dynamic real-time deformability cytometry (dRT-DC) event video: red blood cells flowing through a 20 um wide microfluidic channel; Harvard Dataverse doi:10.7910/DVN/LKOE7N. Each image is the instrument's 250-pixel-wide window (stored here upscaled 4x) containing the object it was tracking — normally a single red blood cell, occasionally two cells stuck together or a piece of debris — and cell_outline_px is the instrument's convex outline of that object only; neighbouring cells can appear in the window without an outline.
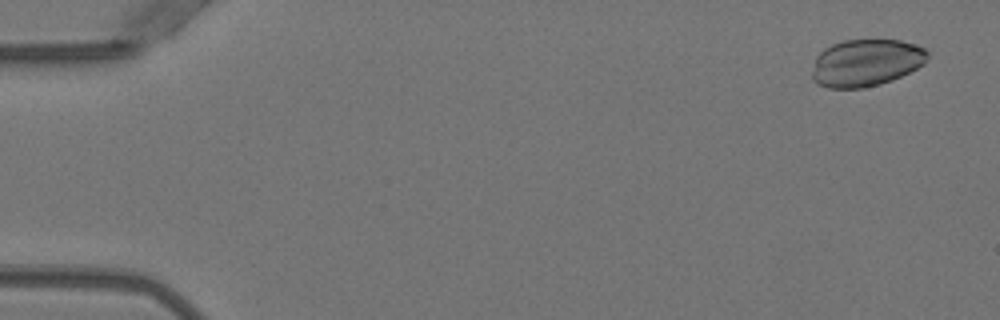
{"species": "Egyptian fruit bat (a non-hibernating species)", "species_latin": "Rousettus aegyptiacus", "temperature_condition": "warm", "stored_images_in_passage": 13, "camera_frame_rate_fps": 3000, "um_per_image_px": 0.085, "animal": {"sex": "female"}, "frame": {"image": 1, "passage_image": 1, "time_ms": 0.0, "image_size_px": [1000, 320], "cell_outline_px": [[928, 56], [924, 64], [892, 80], [880, 84], [860, 88], [828, 88], [816, 84], [812, 80], [812, 72], [816, 56], [824, 48], [832, 44], [844, 40], [900, 40], [916, 44], [924, 48], [928, 52]], "centroid_in_image_um": [73.59, 5.33], "position_along_channel_um": 11.4, "area_um2": 31.79}}
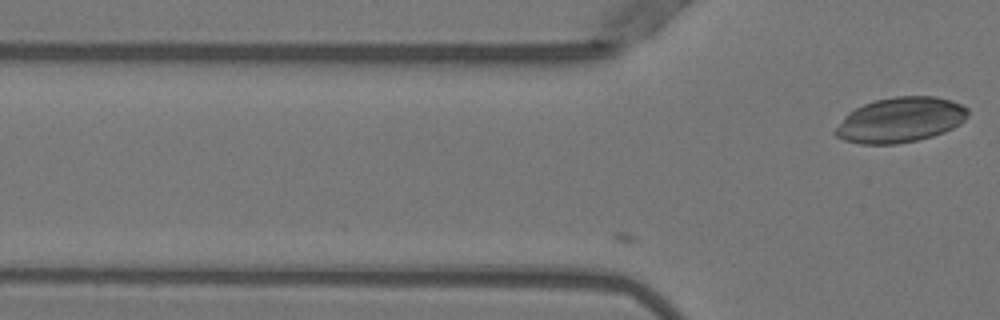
{"frame": {"image": 2, "passage_image": 13, "time_ms": 4.0, "image_size_px": [1000, 320], "cell_outline_px": [[968, 116], [960, 124], [944, 132], [932, 136], [916, 140], [896, 144], [860, 144], [844, 140], [836, 136], [832, 132], [844, 116], [848, 112], [864, 104], [876, 100], [896, 96], [936, 96], [952, 100], [968, 108]], "centroid_in_image_um": [76.52, 10.19], "position_along_channel_um": 49.3, "area_um2": 34.91}}